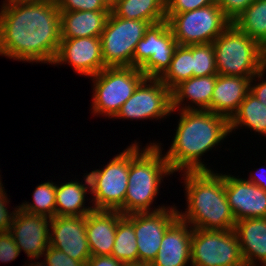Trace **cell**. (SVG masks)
I'll return each mask as SVG.
<instances>
[{
  "instance_id": "obj_1",
  "label": "cell",
  "mask_w": 266,
  "mask_h": 266,
  "mask_svg": "<svg viewBox=\"0 0 266 266\" xmlns=\"http://www.w3.org/2000/svg\"><path fill=\"white\" fill-rule=\"evenodd\" d=\"M61 41L56 0L3 2L0 55L28 63L51 64Z\"/></svg>"
},
{
  "instance_id": "obj_2",
  "label": "cell",
  "mask_w": 266,
  "mask_h": 266,
  "mask_svg": "<svg viewBox=\"0 0 266 266\" xmlns=\"http://www.w3.org/2000/svg\"><path fill=\"white\" fill-rule=\"evenodd\" d=\"M180 116L172 144L164 152L172 173L212 171L202 156L229 136V119L207 110H177ZM205 153V154H204Z\"/></svg>"
},
{
  "instance_id": "obj_3",
  "label": "cell",
  "mask_w": 266,
  "mask_h": 266,
  "mask_svg": "<svg viewBox=\"0 0 266 266\" xmlns=\"http://www.w3.org/2000/svg\"><path fill=\"white\" fill-rule=\"evenodd\" d=\"M186 209L178 217L193 229L229 231L236 220L225 193V174L212 171L183 172Z\"/></svg>"
},
{
  "instance_id": "obj_4",
  "label": "cell",
  "mask_w": 266,
  "mask_h": 266,
  "mask_svg": "<svg viewBox=\"0 0 266 266\" xmlns=\"http://www.w3.org/2000/svg\"><path fill=\"white\" fill-rule=\"evenodd\" d=\"M161 145V143L153 141L141 149L139 142L131 143L124 215L152 212L168 207L163 204L158 205V208L152 207L151 210V204L160 193L159 187L163 179L173 175L164 154H162L163 147Z\"/></svg>"
},
{
  "instance_id": "obj_5",
  "label": "cell",
  "mask_w": 266,
  "mask_h": 266,
  "mask_svg": "<svg viewBox=\"0 0 266 266\" xmlns=\"http://www.w3.org/2000/svg\"><path fill=\"white\" fill-rule=\"evenodd\" d=\"M212 44L218 75L253 77L265 69V49L234 23Z\"/></svg>"
},
{
  "instance_id": "obj_6",
  "label": "cell",
  "mask_w": 266,
  "mask_h": 266,
  "mask_svg": "<svg viewBox=\"0 0 266 266\" xmlns=\"http://www.w3.org/2000/svg\"><path fill=\"white\" fill-rule=\"evenodd\" d=\"M90 78L93 82V115L113 119L146 76L139 68L118 66L106 67Z\"/></svg>"
},
{
  "instance_id": "obj_7",
  "label": "cell",
  "mask_w": 266,
  "mask_h": 266,
  "mask_svg": "<svg viewBox=\"0 0 266 266\" xmlns=\"http://www.w3.org/2000/svg\"><path fill=\"white\" fill-rule=\"evenodd\" d=\"M117 155V156H116ZM102 169L86 173L95 210H116L124 215V199L128 185L130 145L116 154Z\"/></svg>"
},
{
  "instance_id": "obj_8",
  "label": "cell",
  "mask_w": 266,
  "mask_h": 266,
  "mask_svg": "<svg viewBox=\"0 0 266 266\" xmlns=\"http://www.w3.org/2000/svg\"><path fill=\"white\" fill-rule=\"evenodd\" d=\"M166 20L183 46L213 43L232 23L217 3L184 13H166Z\"/></svg>"
},
{
  "instance_id": "obj_9",
  "label": "cell",
  "mask_w": 266,
  "mask_h": 266,
  "mask_svg": "<svg viewBox=\"0 0 266 266\" xmlns=\"http://www.w3.org/2000/svg\"><path fill=\"white\" fill-rule=\"evenodd\" d=\"M151 25L148 21L124 19L110 13L101 33V50L107 67L133 66L136 44Z\"/></svg>"
},
{
  "instance_id": "obj_10",
  "label": "cell",
  "mask_w": 266,
  "mask_h": 266,
  "mask_svg": "<svg viewBox=\"0 0 266 266\" xmlns=\"http://www.w3.org/2000/svg\"><path fill=\"white\" fill-rule=\"evenodd\" d=\"M191 266H246L235 230L193 229Z\"/></svg>"
},
{
  "instance_id": "obj_11",
  "label": "cell",
  "mask_w": 266,
  "mask_h": 266,
  "mask_svg": "<svg viewBox=\"0 0 266 266\" xmlns=\"http://www.w3.org/2000/svg\"><path fill=\"white\" fill-rule=\"evenodd\" d=\"M178 45L167 20L151 24L136 44L133 67L146 78H159L169 67Z\"/></svg>"
},
{
  "instance_id": "obj_12",
  "label": "cell",
  "mask_w": 266,
  "mask_h": 266,
  "mask_svg": "<svg viewBox=\"0 0 266 266\" xmlns=\"http://www.w3.org/2000/svg\"><path fill=\"white\" fill-rule=\"evenodd\" d=\"M171 113V91L159 78H145L114 118L161 121Z\"/></svg>"
},
{
  "instance_id": "obj_13",
  "label": "cell",
  "mask_w": 266,
  "mask_h": 266,
  "mask_svg": "<svg viewBox=\"0 0 266 266\" xmlns=\"http://www.w3.org/2000/svg\"><path fill=\"white\" fill-rule=\"evenodd\" d=\"M178 218L175 204L152 212L133 213L138 262L152 264L168 227Z\"/></svg>"
},
{
  "instance_id": "obj_14",
  "label": "cell",
  "mask_w": 266,
  "mask_h": 266,
  "mask_svg": "<svg viewBox=\"0 0 266 266\" xmlns=\"http://www.w3.org/2000/svg\"><path fill=\"white\" fill-rule=\"evenodd\" d=\"M69 64L74 72L91 77L107 66L104 64L100 37L61 39L52 65Z\"/></svg>"
},
{
  "instance_id": "obj_15",
  "label": "cell",
  "mask_w": 266,
  "mask_h": 266,
  "mask_svg": "<svg viewBox=\"0 0 266 266\" xmlns=\"http://www.w3.org/2000/svg\"><path fill=\"white\" fill-rule=\"evenodd\" d=\"M49 242L50 246L86 264L91 257L86 236V215L51 218Z\"/></svg>"
},
{
  "instance_id": "obj_16",
  "label": "cell",
  "mask_w": 266,
  "mask_h": 266,
  "mask_svg": "<svg viewBox=\"0 0 266 266\" xmlns=\"http://www.w3.org/2000/svg\"><path fill=\"white\" fill-rule=\"evenodd\" d=\"M50 222L48 217L17 209L9 232L20 252L24 251L29 259L37 261L44 256L50 245Z\"/></svg>"
},
{
  "instance_id": "obj_17",
  "label": "cell",
  "mask_w": 266,
  "mask_h": 266,
  "mask_svg": "<svg viewBox=\"0 0 266 266\" xmlns=\"http://www.w3.org/2000/svg\"><path fill=\"white\" fill-rule=\"evenodd\" d=\"M225 193L236 221L266 218V191L245 178L225 174Z\"/></svg>"
},
{
  "instance_id": "obj_18",
  "label": "cell",
  "mask_w": 266,
  "mask_h": 266,
  "mask_svg": "<svg viewBox=\"0 0 266 266\" xmlns=\"http://www.w3.org/2000/svg\"><path fill=\"white\" fill-rule=\"evenodd\" d=\"M193 228L179 217L165 232L152 266H189Z\"/></svg>"
},
{
  "instance_id": "obj_19",
  "label": "cell",
  "mask_w": 266,
  "mask_h": 266,
  "mask_svg": "<svg viewBox=\"0 0 266 266\" xmlns=\"http://www.w3.org/2000/svg\"><path fill=\"white\" fill-rule=\"evenodd\" d=\"M116 210H93L86 215V236L91 256L111 255L118 220Z\"/></svg>"
},
{
  "instance_id": "obj_20",
  "label": "cell",
  "mask_w": 266,
  "mask_h": 266,
  "mask_svg": "<svg viewBox=\"0 0 266 266\" xmlns=\"http://www.w3.org/2000/svg\"><path fill=\"white\" fill-rule=\"evenodd\" d=\"M216 78L217 75L191 77L176 85L171 90L172 113L176 110L209 111Z\"/></svg>"
},
{
  "instance_id": "obj_21",
  "label": "cell",
  "mask_w": 266,
  "mask_h": 266,
  "mask_svg": "<svg viewBox=\"0 0 266 266\" xmlns=\"http://www.w3.org/2000/svg\"><path fill=\"white\" fill-rule=\"evenodd\" d=\"M251 78L217 74L209 111L230 119L250 92Z\"/></svg>"
},
{
  "instance_id": "obj_22",
  "label": "cell",
  "mask_w": 266,
  "mask_h": 266,
  "mask_svg": "<svg viewBox=\"0 0 266 266\" xmlns=\"http://www.w3.org/2000/svg\"><path fill=\"white\" fill-rule=\"evenodd\" d=\"M246 266H266V218H245L234 228ZM259 262V263H258Z\"/></svg>"
},
{
  "instance_id": "obj_23",
  "label": "cell",
  "mask_w": 266,
  "mask_h": 266,
  "mask_svg": "<svg viewBox=\"0 0 266 266\" xmlns=\"http://www.w3.org/2000/svg\"><path fill=\"white\" fill-rule=\"evenodd\" d=\"M111 11H60L61 39L100 37Z\"/></svg>"
},
{
  "instance_id": "obj_24",
  "label": "cell",
  "mask_w": 266,
  "mask_h": 266,
  "mask_svg": "<svg viewBox=\"0 0 266 266\" xmlns=\"http://www.w3.org/2000/svg\"><path fill=\"white\" fill-rule=\"evenodd\" d=\"M83 176L84 183L77 179L56 184V216H83L94 210L93 205H85L90 182L87 174Z\"/></svg>"
},
{
  "instance_id": "obj_25",
  "label": "cell",
  "mask_w": 266,
  "mask_h": 266,
  "mask_svg": "<svg viewBox=\"0 0 266 266\" xmlns=\"http://www.w3.org/2000/svg\"><path fill=\"white\" fill-rule=\"evenodd\" d=\"M111 12L124 19L156 24L166 20V0H118Z\"/></svg>"
},
{
  "instance_id": "obj_26",
  "label": "cell",
  "mask_w": 266,
  "mask_h": 266,
  "mask_svg": "<svg viewBox=\"0 0 266 266\" xmlns=\"http://www.w3.org/2000/svg\"><path fill=\"white\" fill-rule=\"evenodd\" d=\"M250 128L254 133L266 138V105L260 102L251 92L239 105L237 111L229 119L230 133L240 127Z\"/></svg>"
},
{
  "instance_id": "obj_27",
  "label": "cell",
  "mask_w": 266,
  "mask_h": 266,
  "mask_svg": "<svg viewBox=\"0 0 266 266\" xmlns=\"http://www.w3.org/2000/svg\"><path fill=\"white\" fill-rule=\"evenodd\" d=\"M111 256L123 263H138L133 213L123 215L118 220Z\"/></svg>"
},
{
  "instance_id": "obj_28",
  "label": "cell",
  "mask_w": 266,
  "mask_h": 266,
  "mask_svg": "<svg viewBox=\"0 0 266 266\" xmlns=\"http://www.w3.org/2000/svg\"><path fill=\"white\" fill-rule=\"evenodd\" d=\"M232 23L266 48V0H255Z\"/></svg>"
},
{
  "instance_id": "obj_29",
  "label": "cell",
  "mask_w": 266,
  "mask_h": 266,
  "mask_svg": "<svg viewBox=\"0 0 266 266\" xmlns=\"http://www.w3.org/2000/svg\"><path fill=\"white\" fill-rule=\"evenodd\" d=\"M192 77V45H178L171 63L159 79L171 91L180 82Z\"/></svg>"
},
{
  "instance_id": "obj_30",
  "label": "cell",
  "mask_w": 266,
  "mask_h": 266,
  "mask_svg": "<svg viewBox=\"0 0 266 266\" xmlns=\"http://www.w3.org/2000/svg\"><path fill=\"white\" fill-rule=\"evenodd\" d=\"M33 202H23L19 206L21 210L33 215H41L48 218L56 216V183L44 182L35 188Z\"/></svg>"
},
{
  "instance_id": "obj_31",
  "label": "cell",
  "mask_w": 266,
  "mask_h": 266,
  "mask_svg": "<svg viewBox=\"0 0 266 266\" xmlns=\"http://www.w3.org/2000/svg\"><path fill=\"white\" fill-rule=\"evenodd\" d=\"M217 74L213 44L192 45V77Z\"/></svg>"
},
{
  "instance_id": "obj_32",
  "label": "cell",
  "mask_w": 266,
  "mask_h": 266,
  "mask_svg": "<svg viewBox=\"0 0 266 266\" xmlns=\"http://www.w3.org/2000/svg\"><path fill=\"white\" fill-rule=\"evenodd\" d=\"M59 11H110L100 0H56Z\"/></svg>"
},
{
  "instance_id": "obj_33",
  "label": "cell",
  "mask_w": 266,
  "mask_h": 266,
  "mask_svg": "<svg viewBox=\"0 0 266 266\" xmlns=\"http://www.w3.org/2000/svg\"><path fill=\"white\" fill-rule=\"evenodd\" d=\"M216 4V0H166V13H184Z\"/></svg>"
},
{
  "instance_id": "obj_34",
  "label": "cell",
  "mask_w": 266,
  "mask_h": 266,
  "mask_svg": "<svg viewBox=\"0 0 266 266\" xmlns=\"http://www.w3.org/2000/svg\"><path fill=\"white\" fill-rule=\"evenodd\" d=\"M43 257L48 266H85L83 262L72 259L64 252L50 245L44 252Z\"/></svg>"
},
{
  "instance_id": "obj_35",
  "label": "cell",
  "mask_w": 266,
  "mask_h": 266,
  "mask_svg": "<svg viewBox=\"0 0 266 266\" xmlns=\"http://www.w3.org/2000/svg\"><path fill=\"white\" fill-rule=\"evenodd\" d=\"M255 0H216L224 15L233 22Z\"/></svg>"
},
{
  "instance_id": "obj_36",
  "label": "cell",
  "mask_w": 266,
  "mask_h": 266,
  "mask_svg": "<svg viewBox=\"0 0 266 266\" xmlns=\"http://www.w3.org/2000/svg\"><path fill=\"white\" fill-rule=\"evenodd\" d=\"M20 255V250L10 232L0 233V262L10 263Z\"/></svg>"
},
{
  "instance_id": "obj_37",
  "label": "cell",
  "mask_w": 266,
  "mask_h": 266,
  "mask_svg": "<svg viewBox=\"0 0 266 266\" xmlns=\"http://www.w3.org/2000/svg\"><path fill=\"white\" fill-rule=\"evenodd\" d=\"M7 196L4 186H0V233L9 232L15 213L19 208L16 206L12 212H9L7 205H9L10 199Z\"/></svg>"
},
{
  "instance_id": "obj_38",
  "label": "cell",
  "mask_w": 266,
  "mask_h": 266,
  "mask_svg": "<svg viewBox=\"0 0 266 266\" xmlns=\"http://www.w3.org/2000/svg\"><path fill=\"white\" fill-rule=\"evenodd\" d=\"M264 74L266 75V68L251 78L250 92L255 95L260 102L266 105V80L263 79L265 76ZM257 80L259 82L256 84L255 82Z\"/></svg>"
},
{
  "instance_id": "obj_39",
  "label": "cell",
  "mask_w": 266,
  "mask_h": 266,
  "mask_svg": "<svg viewBox=\"0 0 266 266\" xmlns=\"http://www.w3.org/2000/svg\"><path fill=\"white\" fill-rule=\"evenodd\" d=\"M125 263L111 255L91 256L85 266H124Z\"/></svg>"
},
{
  "instance_id": "obj_40",
  "label": "cell",
  "mask_w": 266,
  "mask_h": 266,
  "mask_svg": "<svg viewBox=\"0 0 266 266\" xmlns=\"http://www.w3.org/2000/svg\"><path fill=\"white\" fill-rule=\"evenodd\" d=\"M259 169L260 168H258V170L253 173L254 175L250 171L251 174L249 175V178H246V180L266 191V176L264 175L266 174V171L264 173V171H261L263 169Z\"/></svg>"
},
{
  "instance_id": "obj_41",
  "label": "cell",
  "mask_w": 266,
  "mask_h": 266,
  "mask_svg": "<svg viewBox=\"0 0 266 266\" xmlns=\"http://www.w3.org/2000/svg\"><path fill=\"white\" fill-rule=\"evenodd\" d=\"M102 4L108 9L112 10L118 0H100Z\"/></svg>"
},
{
  "instance_id": "obj_42",
  "label": "cell",
  "mask_w": 266,
  "mask_h": 266,
  "mask_svg": "<svg viewBox=\"0 0 266 266\" xmlns=\"http://www.w3.org/2000/svg\"><path fill=\"white\" fill-rule=\"evenodd\" d=\"M30 260L32 261V263H30V264L28 263V264H27V263L25 262V266H48L47 263H46L44 260L41 261V262H39V261H38V262H36V261L33 262L34 259H30ZM26 264H27V265H26Z\"/></svg>"
},
{
  "instance_id": "obj_43",
  "label": "cell",
  "mask_w": 266,
  "mask_h": 266,
  "mask_svg": "<svg viewBox=\"0 0 266 266\" xmlns=\"http://www.w3.org/2000/svg\"><path fill=\"white\" fill-rule=\"evenodd\" d=\"M124 266H152L151 264L148 263H125Z\"/></svg>"
},
{
  "instance_id": "obj_44",
  "label": "cell",
  "mask_w": 266,
  "mask_h": 266,
  "mask_svg": "<svg viewBox=\"0 0 266 266\" xmlns=\"http://www.w3.org/2000/svg\"><path fill=\"white\" fill-rule=\"evenodd\" d=\"M39 1V0H4L3 2Z\"/></svg>"
},
{
  "instance_id": "obj_45",
  "label": "cell",
  "mask_w": 266,
  "mask_h": 266,
  "mask_svg": "<svg viewBox=\"0 0 266 266\" xmlns=\"http://www.w3.org/2000/svg\"><path fill=\"white\" fill-rule=\"evenodd\" d=\"M2 178H1V174H0V186H3V184H2V180H1Z\"/></svg>"
},
{
  "instance_id": "obj_46",
  "label": "cell",
  "mask_w": 266,
  "mask_h": 266,
  "mask_svg": "<svg viewBox=\"0 0 266 266\" xmlns=\"http://www.w3.org/2000/svg\"><path fill=\"white\" fill-rule=\"evenodd\" d=\"M265 68H266V48H265Z\"/></svg>"
}]
</instances>
